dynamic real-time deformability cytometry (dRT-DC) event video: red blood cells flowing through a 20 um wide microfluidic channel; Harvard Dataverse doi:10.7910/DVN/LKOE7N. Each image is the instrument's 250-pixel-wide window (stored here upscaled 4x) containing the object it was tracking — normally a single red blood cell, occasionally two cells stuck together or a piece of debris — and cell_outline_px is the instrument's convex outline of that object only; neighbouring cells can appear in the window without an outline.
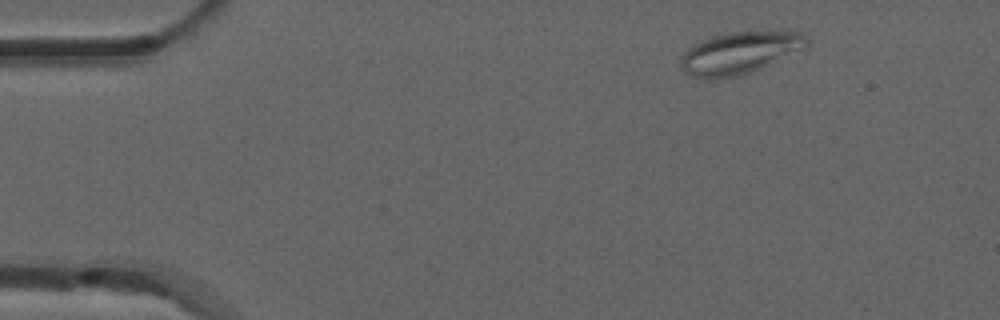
{"species": "common noctule bat (a hibernating species)", "species_latin": "Nyctalus noctula", "temperature_condition": "room temperature", "stored_images_in_passage": 6, "camera_frame_rate_fps": 3000, "um_per_image_px": 0.085, "animal": {"sex": "male", "forearm_length_mm": 52.5}, "frame": {"image": 1, "passage_image": 1, "time_ms": 0.0, "image_size_px": [1000, 320], "cell_outline_px": [[808, 44], [804, 48], [760, 68], [740, 76], [692, 76], [684, 72], [680, 68], [680, 56], [692, 44], [712, 36], [728, 32], [804, 32], [808, 40]], "centroid_in_image_um": [62.84, 4.46], "position_along_channel_um": 22.2, "area_um2": 30.17}}
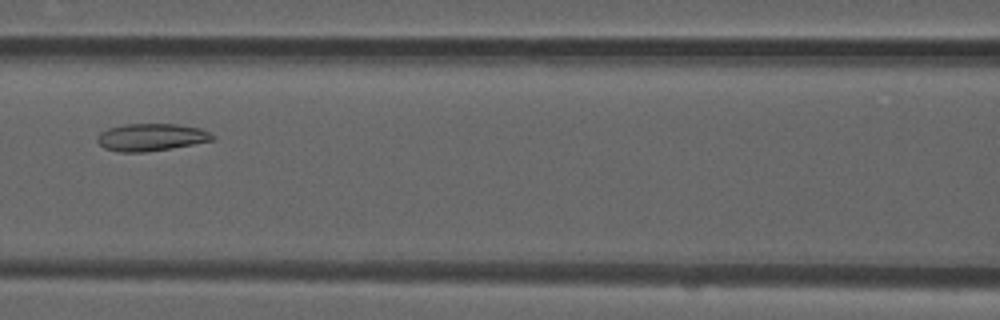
{"frame": {"image": 2, "passage_image": 6, "time_ms": 1.667, "image_size_px": [1000, 320], "cell_outline_px": [[216, 140], [144, 152], [120, 152], [104, 148], [96, 140], [96, 136], [100, 132], [108, 128], [124, 124], [176, 124], [200, 128], [216, 136]], "centroid_in_image_um": [12.83, 11.66], "position_along_channel_um": 153.8, "area_um2": 18.32}}